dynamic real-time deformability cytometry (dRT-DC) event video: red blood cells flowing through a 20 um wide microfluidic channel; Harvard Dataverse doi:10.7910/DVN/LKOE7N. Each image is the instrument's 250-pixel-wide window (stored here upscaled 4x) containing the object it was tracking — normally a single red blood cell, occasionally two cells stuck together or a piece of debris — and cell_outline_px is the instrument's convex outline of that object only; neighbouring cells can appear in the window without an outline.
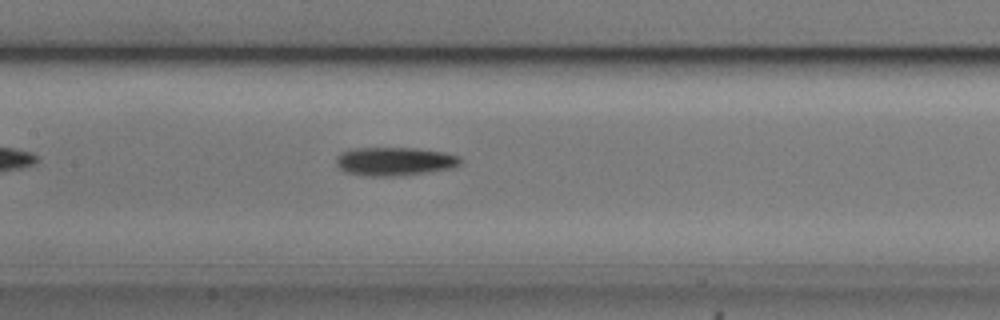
{"species": "common noctule bat (a hibernating species)", "species_latin": "Nyctalus noctula", "temperature_condition": "cold", "stored_images_in_passage": 42, "camera_frame_rate_fps": 3000, "um_per_image_px": 0.085, "animal": {"sex": "male", "body_mass_g": 20.5, "forearm_length_mm": 52.5}, "frame": {"image": 1, "passage_image": 13, "time_ms": 4.0, "image_size_px": [1000, 320], "cell_outline_px": [[464, 160], [456, 168], [428, 172], [396, 176], [364, 176], [344, 172], [336, 164], [336, 156], [340, 152], [348, 148], [416, 148], [444, 152], [460, 156]], "centroid_in_image_um": [33.55, 13.71], "position_along_channel_um": 173.9, "area_um2": 21.1}, "authors_computed_cell_mechanics": {"area_um2": 19.1896, "velocity_mm_per_s": 3.7366, "shape_relaxation_time_tau1_ms": 2.5176, "shape_relaxation_time_tau2_ms": null, "deformation_change_tau1": 0.1254, "deformation_change_tau2": null}}